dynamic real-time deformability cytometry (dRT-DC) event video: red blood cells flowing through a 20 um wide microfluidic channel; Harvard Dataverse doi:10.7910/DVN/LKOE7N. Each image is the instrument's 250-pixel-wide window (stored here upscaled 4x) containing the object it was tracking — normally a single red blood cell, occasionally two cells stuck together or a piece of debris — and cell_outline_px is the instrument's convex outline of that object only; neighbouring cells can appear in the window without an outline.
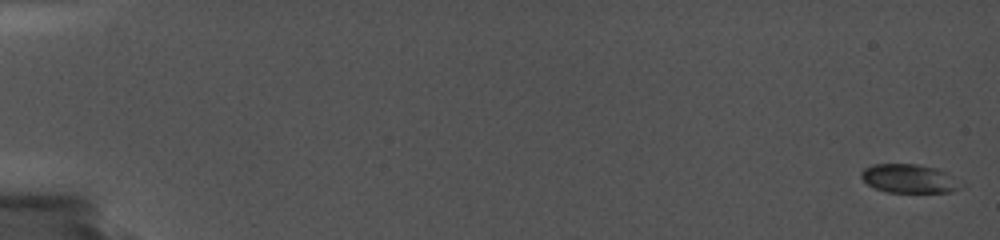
{"species": "common noctule bat (a hibernating species)", "species_latin": "Nyctalus noctula", "temperature_condition": "cold", "stored_images_in_passage": 11, "camera_frame_rate_fps": 5000, "um_per_image_px": 0.085, "animal": {"sex": "female", "body_mass_g": 19.0, "forearm_length_mm": 56.7}, "frame": {"image": 1, "passage_image": 1, "time_ms": 0.0, "image_size_px": [1000, 240], "cell_outline_px": [[968, 184], [952, 192], [888, 192], [876, 188], [868, 184], [860, 176], [860, 172], [864, 168], [872, 164], [916, 164], [936, 168], [948, 172]], "centroid_in_image_um": [77.37, 15.18], "position_along_channel_um": 7.6, "area_um2": 17.05}}
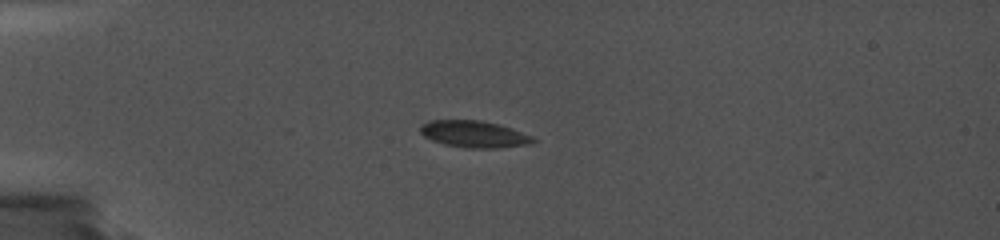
{"frame": {"image": 2, "passage_image": 9, "time_ms": 5.2, "image_size_px": [1000, 240], "cell_outline_px": [[540, 140], [532, 144], [496, 148], [464, 148], [444, 144], [432, 140], [424, 136], [420, 132], [420, 124], [428, 120], [480, 120], [500, 124], [512, 128], [532, 136]], "centroid_in_image_um": [40.32, 11.4], "position_along_channel_um": 44.7, "area_um2": 17.92}}